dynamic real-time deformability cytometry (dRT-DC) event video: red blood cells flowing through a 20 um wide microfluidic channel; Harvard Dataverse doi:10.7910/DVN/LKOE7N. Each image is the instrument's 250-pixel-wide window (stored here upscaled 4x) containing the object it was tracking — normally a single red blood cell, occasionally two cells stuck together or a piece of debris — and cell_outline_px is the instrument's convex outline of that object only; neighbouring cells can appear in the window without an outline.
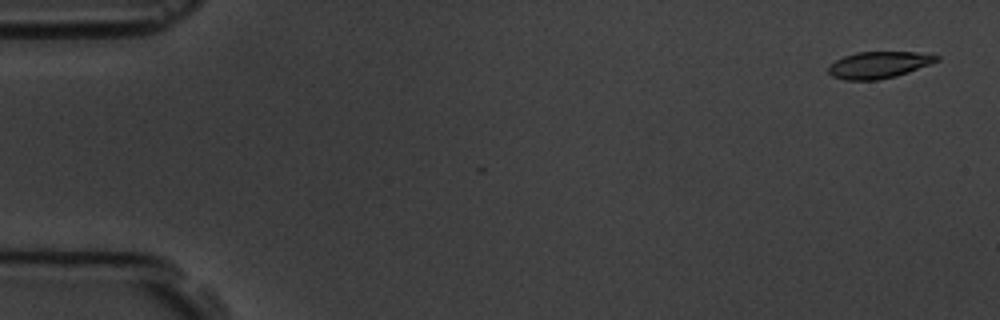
{"species": "common noctule bat (a hibernating species)", "species_latin": "Nyctalus noctula", "temperature_condition": "room temperature", "stored_images_in_passage": 5, "camera_frame_rate_fps": 3000, "um_per_image_px": 0.085, "animal": {"sex": "male", "body_mass_g": 19.5, "forearm_length_mm": 54.6}, "frame": {"image": 1, "passage_image": 1, "time_ms": 0.0, "image_size_px": [1000, 320], "cell_outline_px": [[940, 60], [932, 64], [896, 76], [876, 80], [844, 80], [832, 76], [828, 72], [828, 68], [836, 60], [844, 56], [856, 52], [916, 52], [940, 56]], "centroid_in_image_um": [74.72, 5.51], "position_along_channel_um": 10.3, "area_um2": 16.82}}
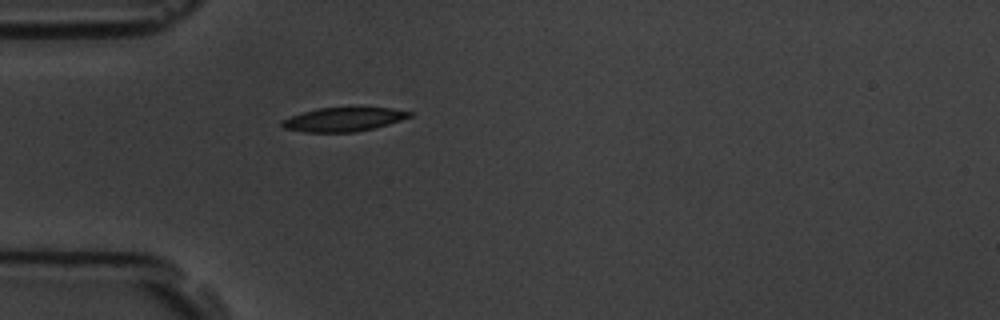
{"frame": {"image": 2, "passage_image": 5, "time_ms": 4.667, "image_size_px": [1000, 320], "cell_outline_px": [[412, 116], [388, 124], [356, 132], [304, 132], [284, 128], [280, 124], [280, 120], [316, 108], [392, 108], [412, 112]], "centroid_in_image_um": [29.17, 10.15], "position_along_channel_um": 55.8, "area_um2": 17.57}}